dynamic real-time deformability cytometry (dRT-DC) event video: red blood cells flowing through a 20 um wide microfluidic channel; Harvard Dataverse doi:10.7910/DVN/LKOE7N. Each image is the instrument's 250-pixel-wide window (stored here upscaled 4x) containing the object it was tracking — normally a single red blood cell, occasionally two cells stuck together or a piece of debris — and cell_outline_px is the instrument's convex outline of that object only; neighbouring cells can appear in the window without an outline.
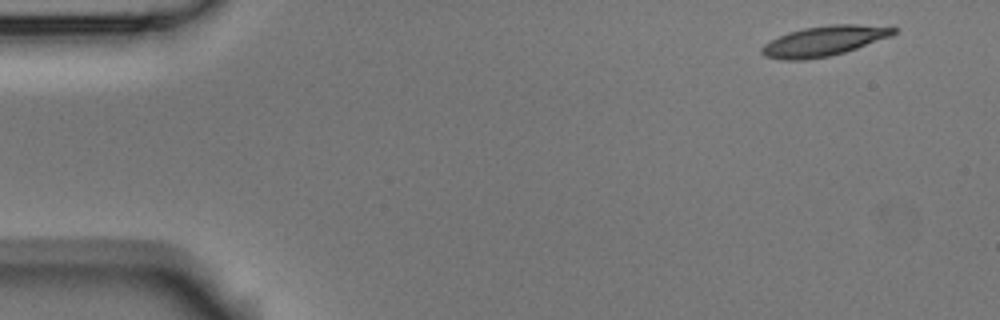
{"species": "Egyptian fruit bat (a non-hibernating species)", "species_latin": "Rousettus aegyptiacus", "temperature_condition": "room temperature", "stored_images_in_passage": 4, "camera_frame_rate_fps": 3000, "um_per_image_px": 0.085, "animal": {"sex": "male"}, "frame": {"image": 1, "passage_image": 1, "time_ms": 0.0, "image_size_px": [1000, 320], "cell_outline_px": [[900, 28], [892, 36], [844, 52], [828, 56], [804, 60], [784, 60], [764, 56], [760, 52], [760, 48], [764, 44], [788, 32], [804, 28], [828, 24], [856, 24]], "centroid_in_image_um": [70.04, 3.48], "position_along_channel_um": 15.0, "area_um2": 23.0}}
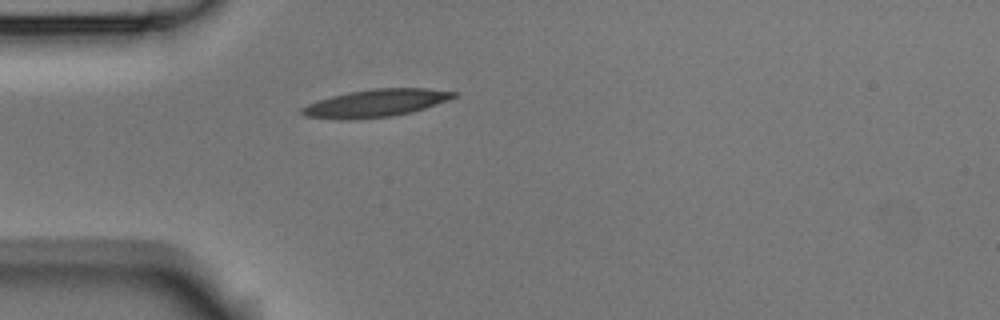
{"frame": {"image": 2, "passage_image": 4, "time_ms": 1.0, "image_size_px": [1000, 320], "cell_outline_px": [[460, 92], [456, 96], [448, 100], [424, 108], [392, 116], [348, 120], [304, 116], [300, 112], [300, 108], [308, 104], [332, 96], [348, 92], [372, 88], [428, 88]], "centroid_in_image_um": [31.95, 8.75], "position_along_channel_um": 53.0, "area_um2": 24.28}}